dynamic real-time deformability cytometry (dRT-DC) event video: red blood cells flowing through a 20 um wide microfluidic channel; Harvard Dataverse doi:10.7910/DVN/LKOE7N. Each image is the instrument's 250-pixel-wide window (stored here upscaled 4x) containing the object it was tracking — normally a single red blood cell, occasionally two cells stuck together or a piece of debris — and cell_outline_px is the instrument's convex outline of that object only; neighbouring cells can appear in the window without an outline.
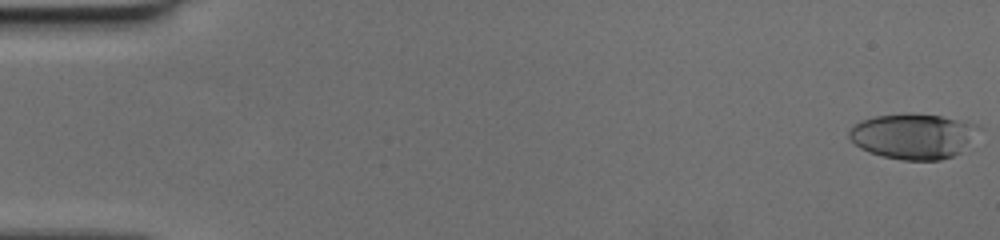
{"species": "human", "species_latin": "Homo sapiens", "temperature_condition": "cold", "stored_images_in_passage": 51, "camera_frame_rate_fps": 3000, "um_per_image_px": 0.085, "donor": {"sex": "female"}, "frame": {"image": 1, "passage_image": 1, "time_ms": 0.0, "image_size_px": [1000, 240], "cell_outline_px": [[984, 128], [960, 152], [952, 156], [940, 160], [900, 160], [880, 156], [868, 152], [860, 148], [848, 136], [848, 132], [852, 124], [860, 120], [872, 116], [908, 112], [912, 112], [940, 116], [976, 124]], "centroid_in_image_um": [77.6, 11.55], "position_along_channel_um": 7.4, "area_um2": 34.85}}
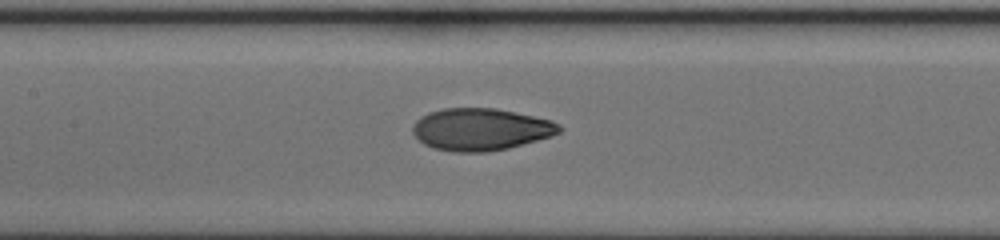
{"frame": {"image": 2, "passage_image": 25, "time_ms": 8.0, "image_size_px": [1000, 240], "cell_outline_px": [[564, 128], [560, 132], [552, 136], [508, 148], [488, 152], [452, 152], [432, 148], [424, 144], [412, 132], [412, 124], [416, 120], [428, 112], [444, 108], [496, 108], [552, 120], [560, 124]], "centroid_in_image_um": [40.86, 11.0], "position_along_channel_um": 166.5, "area_um2": 36.24}}
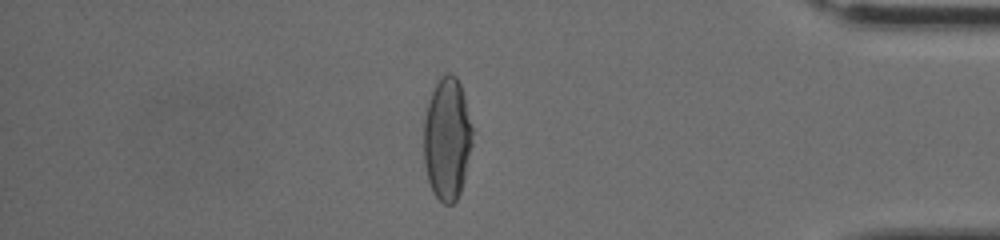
{"frame": {"image": 3, "passage_image": 44, "time_ms": 14.333, "image_size_px": [1000, 240], "cell_outline_px": [[472, 144], [464, 180], [460, 192], [456, 200], [452, 204], [444, 204], [432, 192], [428, 180], [424, 164], [424, 120], [428, 100], [436, 80], [440, 76], [448, 72], [452, 72], [456, 76], [460, 84], [464, 96], [472, 128]], "centroid_in_image_um": [37.99, 11.77], "position_along_channel_um": 397.2, "area_um2": 35.03}}